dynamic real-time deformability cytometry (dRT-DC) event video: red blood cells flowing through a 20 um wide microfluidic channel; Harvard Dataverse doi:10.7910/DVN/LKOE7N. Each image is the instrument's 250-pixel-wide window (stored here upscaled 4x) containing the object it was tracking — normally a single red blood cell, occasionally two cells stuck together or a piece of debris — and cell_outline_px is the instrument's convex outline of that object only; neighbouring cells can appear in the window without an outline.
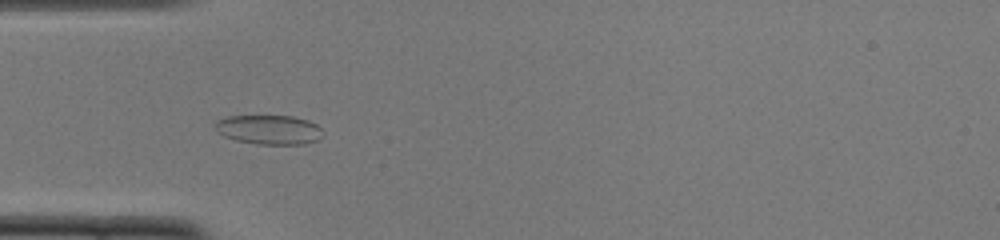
{"species": "common noctule bat (a hibernating species)", "species_latin": "Nyctalus noctula", "temperature_condition": "cold", "stored_images_in_passage": 12, "camera_frame_rate_fps": 3000, "um_per_image_px": 0.085, "animal": {"sex": "female", "body_mass_g": 22.0, "forearm_length_mm": 56.7}, "frame": {"image": 1, "passage_image": 9, "time_ms": 2.667, "image_size_px": [1000, 240], "cell_outline_px": [[324, 136], [320, 140], [304, 144], [256, 144], [236, 140], [224, 136], [216, 132], [212, 128], [212, 124], [216, 120], [228, 116], [292, 116], [308, 120], [316, 124], [324, 132]], "centroid_in_image_um": [22.85, 11.02], "position_along_channel_um": 62.2, "area_um2": 18.84}}